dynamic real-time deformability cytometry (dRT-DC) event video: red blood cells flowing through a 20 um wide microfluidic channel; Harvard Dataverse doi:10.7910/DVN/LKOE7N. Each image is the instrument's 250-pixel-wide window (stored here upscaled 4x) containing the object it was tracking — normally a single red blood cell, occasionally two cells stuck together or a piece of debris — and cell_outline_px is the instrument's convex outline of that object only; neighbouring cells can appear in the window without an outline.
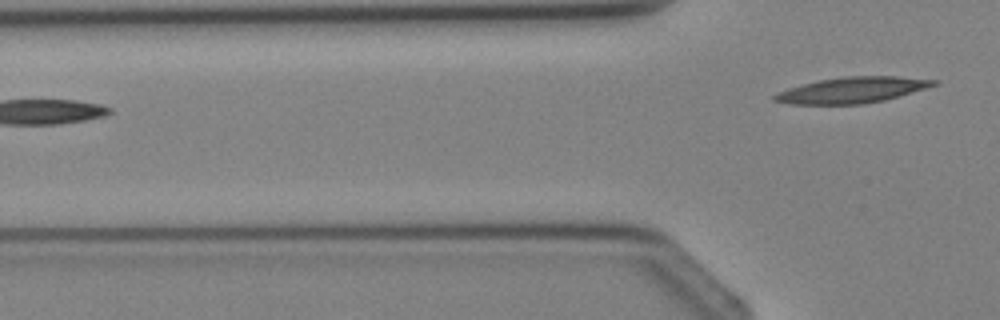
{"species": "Egyptian fruit bat (a non-hibernating species)", "species_latin": "Rousettus aegyptiacus", "temperature_condition": "cold", "stored_images_in_passage": 5, "camera_frame_rate_fps": 3000, "um_per_image_px": 0.085, "animal": {"sex": "female"}, "frame": {"image": 1, "passage_image": 5, "time_ms": 5.333, "image_size_px": [1000, 320], "cell_outline_px": [[940, 84], [884, 100], [864, 104], [788, 104], [772, 100], [772, 96], [776, 92], [788, 88], [820, 80], [844, 76], [896, 76], [940, 80]], "centroid_in_image_um": [72.44, 7.65], "position_along_channel_um": 53.4, "area_um2": 24.04}}